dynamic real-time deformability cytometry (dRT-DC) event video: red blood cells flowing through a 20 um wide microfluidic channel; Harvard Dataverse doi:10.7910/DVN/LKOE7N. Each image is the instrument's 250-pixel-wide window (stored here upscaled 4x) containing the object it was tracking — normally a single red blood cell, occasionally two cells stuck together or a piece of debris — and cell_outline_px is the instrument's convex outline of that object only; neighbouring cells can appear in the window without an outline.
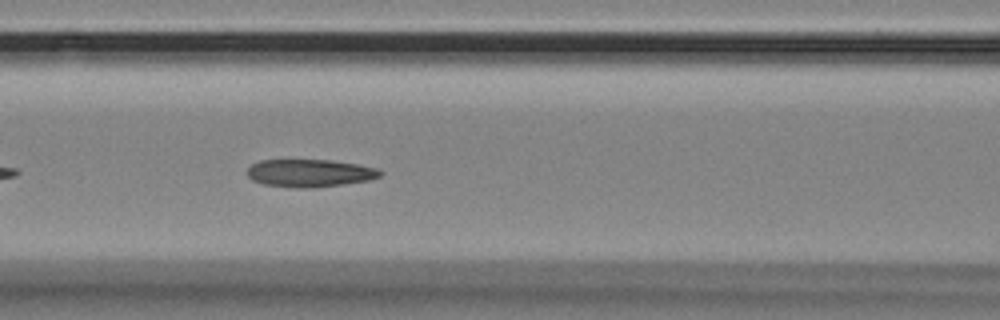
{"species": "Egyptian fruit bat (a non-hibernating species)", "species_latin": "Rousettus aegyptiacus", "temperature_condition": "room temperature", "stored_images_in_passage": 13, "camera_frame_rate_fps": 3000, "um_per_image_px": 0.085, "animal": {"sex": "female"}, "frame": {"image": 1, "passage_image": 10, "time_ms": 3.0, "image_size_px": [1000, 320], "cell_outline_px": [[384, 172], [380, 176], [368, 180], [344, 184], [312, 188], [300, 188], [264, 184], [252, 180], [244, 172], [252, 164], [260, 160], [332, 160], [380, 168]], "centroid_in_image_um": [26.34, 14.71], "position_along_channel_um": 140.3, "area_um2": 21.56}}